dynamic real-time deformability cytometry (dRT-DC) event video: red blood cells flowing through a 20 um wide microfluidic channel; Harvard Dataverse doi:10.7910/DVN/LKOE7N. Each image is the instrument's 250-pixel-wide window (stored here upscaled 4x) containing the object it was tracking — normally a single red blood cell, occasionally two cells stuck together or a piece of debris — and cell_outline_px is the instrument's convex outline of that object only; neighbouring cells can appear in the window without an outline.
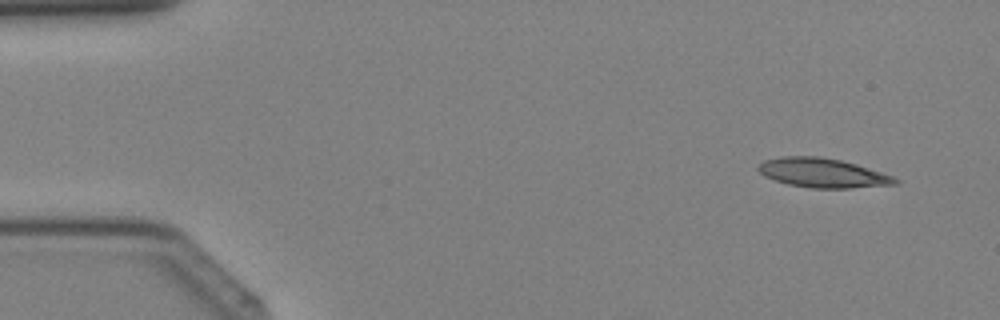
{"species": "Egyptian fruit bat (a non-hibernating species)", "species_latin": "Rousettus aegyptiacus", "temperature_condition": "cold", "stored_images_in_passage": 39, "camera_frame_rate_fps": 3000, "um_per_image_px": 0.085, "animal": {"sex": "female"}, "frame": {"image": 1, "passage_image": 3, "time_ms": 0.667, "image_size_px": [1000, 320], "cell_outline_px": [[900, 180], [896, 184], [848, 188], [812, 188], [788, 184], [764, 176], [756, 168], [764, 160], [780, 156], [820, 156], [840, 160], [856, 164], [892, 176]], "centroid_in_image_um": [69.89, 14.69], "position_along_channel_um": 15.1, "area_um2": 23.18}}
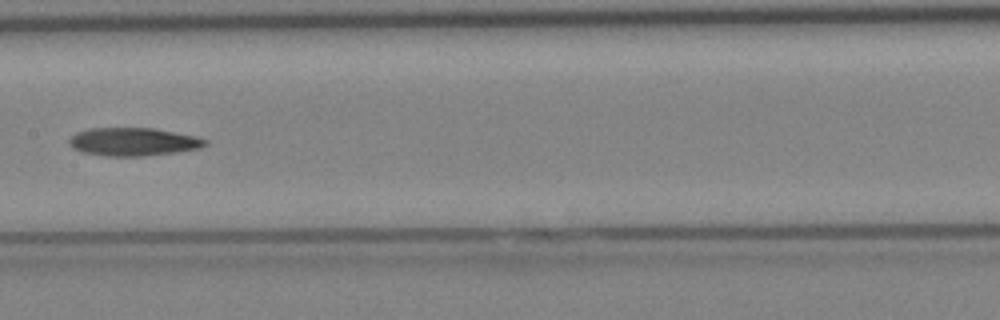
{"frame": {"image": 2, "passage_image": 20, "time_ms": 6.333, "image_size_px": [1000, 320], "cell_outline_px": [[208, 144], [200, 148], [144, 156], [104, 156], [80, 152], [72, 148], [68, 144], [68, 140], [76, 132], [88, 128], [152, 128], [196, 136], [208, 140]], "centroid_in_image_um": [11.27, 12.05], "position_along_channel_um": 196.1, "area_um2": 22.37}}
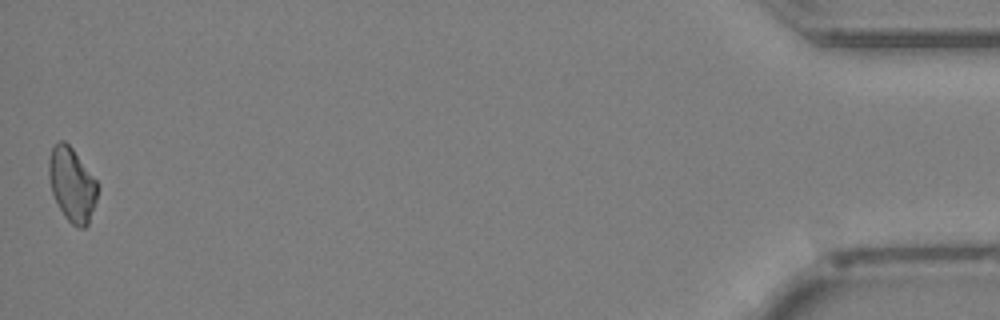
{"frame": {"image": 3, "passage_image": 39, "time_ms": 12.667, "image_size_px": [1000, 320], "cell_outline_px": [[100, 188], [88, 224], [84, 228], [80, 228], [72, 224], [64, 216], [52, 192], [48, 176], [48, 160], [52, 148], [60, 140], [64, 140], [72, 148], [100, 184]], "centroid_in_image_um": [6.14, 15.68], "position_along_channel_um": 429.1, "area_um2": 21.04}}